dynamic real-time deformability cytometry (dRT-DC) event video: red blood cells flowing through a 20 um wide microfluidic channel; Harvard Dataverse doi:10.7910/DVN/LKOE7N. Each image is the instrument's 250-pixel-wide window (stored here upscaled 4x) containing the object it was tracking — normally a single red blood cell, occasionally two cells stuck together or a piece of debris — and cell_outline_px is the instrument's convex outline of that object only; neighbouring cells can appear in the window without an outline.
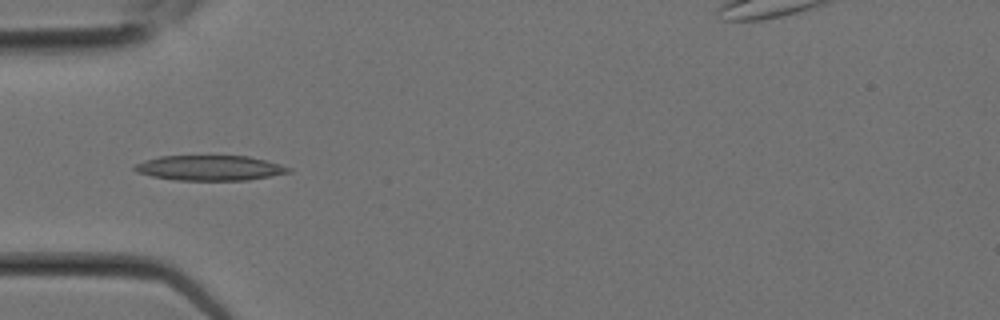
{"species": "Egyptian fruit bat (a non-hibernating species)", "species_latin": "Rousettus aegyptiacus", "temperature_condition": "room temperature", "stored_images_in_passage": 2, "camera_frame_rate_fps": 3000, "um_per_image_px": 0.085, "animal": {"sex": "female"}, "frame": {"image": 1, "passage_image": 2, "time_ms": 0.333, "image_size_px": [1000, 320], "cell_outline_px": [[292, 172], [248, 180], [176, 180], [152, 176], [136, 172], [132, 168], [136, 164], [144, 160], [160, 156], [248, 156], [280, 164], [292, 168]], "centroid_in_image_um": [17.83, 14.27], "position_along_channel_um": 67.2, "area_um2": 22.48}}